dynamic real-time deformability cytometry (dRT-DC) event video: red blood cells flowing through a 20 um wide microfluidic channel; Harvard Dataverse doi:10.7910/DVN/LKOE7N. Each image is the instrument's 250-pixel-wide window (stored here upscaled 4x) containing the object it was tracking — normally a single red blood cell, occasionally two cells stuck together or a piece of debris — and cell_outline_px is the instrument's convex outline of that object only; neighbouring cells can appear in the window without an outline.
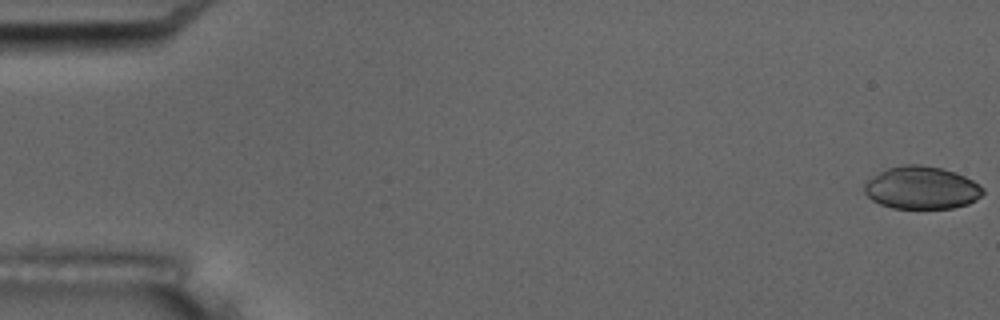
{"species": "common noctule bat (a hibernating species)", "species_latin": "Nyctalus noctula", "temperature_condition": "room temperature", "stored_images_in_passage": 5, "camera_frame_rate_fps": 3000, "um_per_image_px": 0.085, "animal": {"sex": "male", "body_mass_g": 17.5, "forearm_length_mm": 52.3}, "frame": {"image": 1, "passage_image": 1, "time_ms": 0.0, "image_size_px": [1000, 320], "cell_outline_px": [[984, 192], [976, 200], [968, 204], [952, 208], [892, 208], [880, 204], [872, 200], [864, 192], [864, 184], [872, 176], [888, 168], [904, 164], [920, 164], [940, 168], [956, 172], [980, 184], [984, 188]], "centroid_in_image_um": [78.34, 15.96], "position_along_channel_um": 6.7, "area_um2": 29.54}}